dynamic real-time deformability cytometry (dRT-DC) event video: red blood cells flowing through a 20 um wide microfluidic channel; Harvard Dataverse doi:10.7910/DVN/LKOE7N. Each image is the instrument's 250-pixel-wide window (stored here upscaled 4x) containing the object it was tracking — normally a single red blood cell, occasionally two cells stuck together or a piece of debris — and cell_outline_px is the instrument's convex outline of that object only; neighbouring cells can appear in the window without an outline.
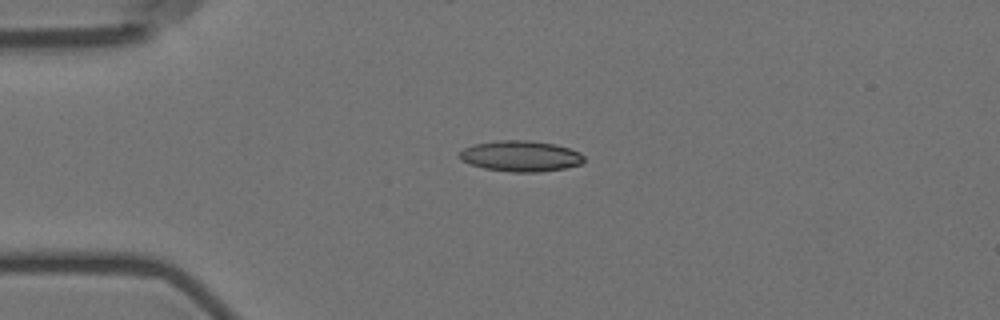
{"species": "Egyptian fruit bat (a non-hibernating species)", "species_latin": "Rousettus aegyptiacus", "temperature_condition": "room temperature", "stored_images_in_passage": 33, "camera_frame_rate_fps": 3000, "um_per_image_px": 0.085, "animal": {"sex": "female"}, "frame": {"image": 1, "passage_image": 1, "time_ms": 0.0, "image_size_px": [1000, 320], "cell_outline_px": [[584, 160], [580, 164], [564, 168], [540, 172], [512, 172], [484, 168], [460, 160], [460, 152], [464, 148], [472, 144], [496, 140], [528, 140], [556, 144], [580, 152], [584, 156]], "centroid_in_image_um": [44.25, 13.26], "position_along_channel_um": 40.7, "area_um2": 22.37}}
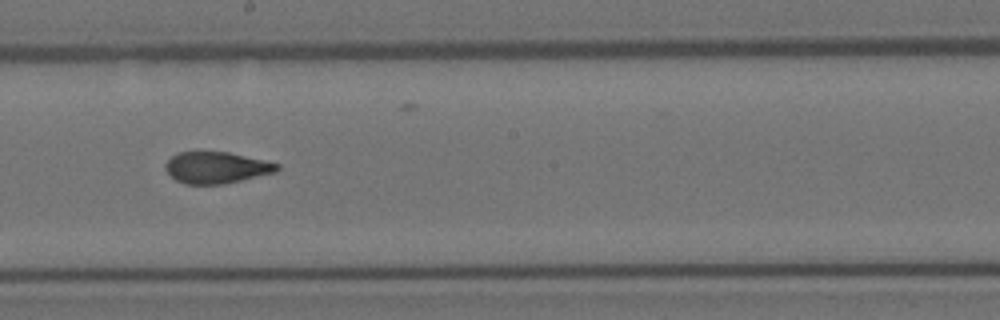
{"frame": {"image": 2, "passage_image": 19, "time_ms": 6.0, "image_size_px": [1000, 320], "cell_outline_px": [[280, 168], [276, 172], [224, 184], [184, 184], [176, 180], [164, 168], [164, 164], [172, 156], [180, 152], [228, 152], [264, 160], [280, 164]], "centroid_in_image_um": [18.4, 14.25], "position_along_channel_um": 229.8, "area_um2": 20.4}}
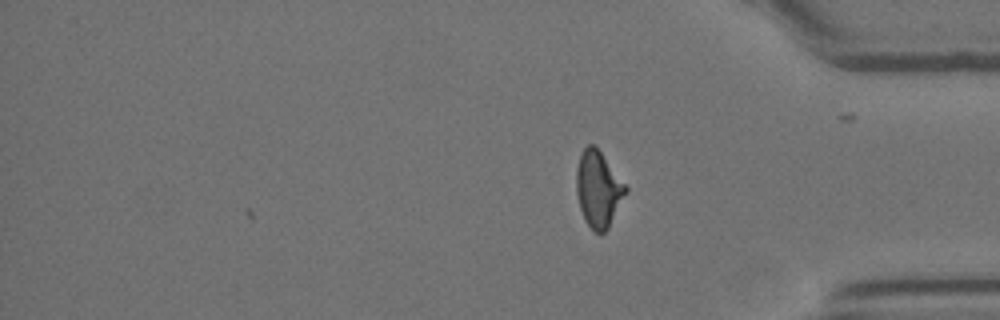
{"frame": {"image": 3, "passage_image": 33, "time_ms": 10.667, "image_size_px": [1000, 320], "cell_outline_px": [[628, 192], [608, 228], [604, 232], [596, 232], [584, 220], [580, 208], [576, 192], [576, 172], [580, 152], [588, 144], [592, 144], [600, 152], [628, 188]], "centroid_in_image_um": [50.85, 16.08], "position_along_channel_um": 384.4, "area_um2": 21.62}, "authors_computed_cell_mechanics": {"area_um2": 21.5016, "velocity_mm_per_s": 3.5889, "shape_relaxation_time_tau1_ms": 9.6113, "shape_relaxation_time_tau2_ms": 1.4663, "deformation_change_tau1": 0.2427, "deformation_change_tau2": 0.0884}}